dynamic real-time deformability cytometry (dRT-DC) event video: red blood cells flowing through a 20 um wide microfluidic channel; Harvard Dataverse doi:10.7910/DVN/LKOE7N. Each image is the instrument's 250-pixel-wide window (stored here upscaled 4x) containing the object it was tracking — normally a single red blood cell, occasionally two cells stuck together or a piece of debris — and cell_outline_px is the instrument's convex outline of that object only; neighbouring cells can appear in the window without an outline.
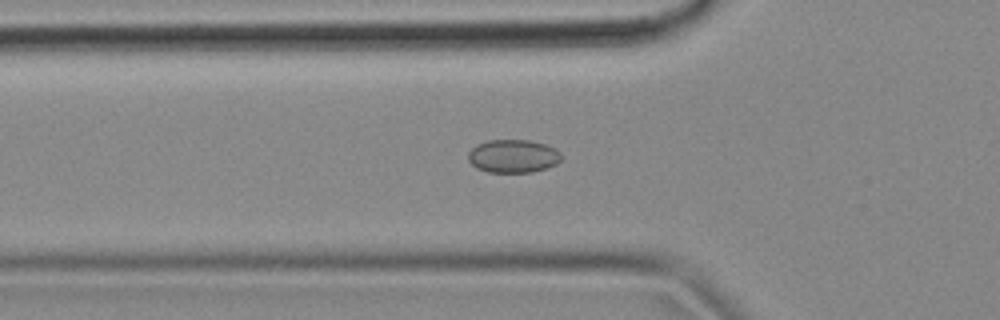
{"species": "common noctule bat (a hibernating species)", "species_latin": "Nyctalus noctula", "temperature_condition": "cold", "stored_images_in_passage": 54, "camera_frame_rate_fps": 3000, "um_per_image_px": 0.085, "animal": {"sex": "female", "body_mass_g": 18.4}, "frame": {"image": 1, "passage_image": 18, "time_ms": 5.667, "image_size_px": [1000, 320], "cell_outline_px": [[560, 160], [556, 164], [548, 168], [532, 172], [488, 172], [476, 168], [468, 160], [468, 152], [476, 144], [488, 140], [528, 140], [544, 144], [556, 148], [560, 152]], "centroid_in_image_um": [43.6, 13.27], "position_along_channel_um": 82.2, "area_um2": 18.09}}
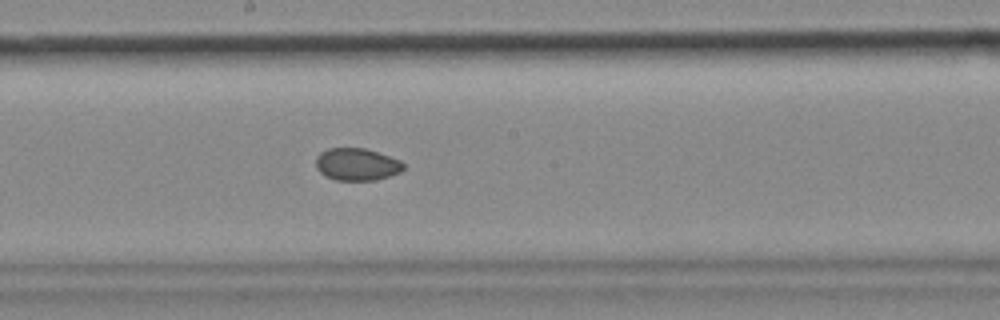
{"frame": {"image": 2, "passage_image": 29, "time_ms": 9.333, "image_size_px": [1000, 320], "cell_outline_px": [[404, 168], [400, 172], [376, 180], [336, 180], [320, 172], [316, 168], [316, 156], [320, 152], [328, 148], [364, 148], [400, 160], [404, 164]], "centroid_in_image_um": [30.31, 13.96], "position_along_channel_um": 217.9, "area_um2": 16.36}}
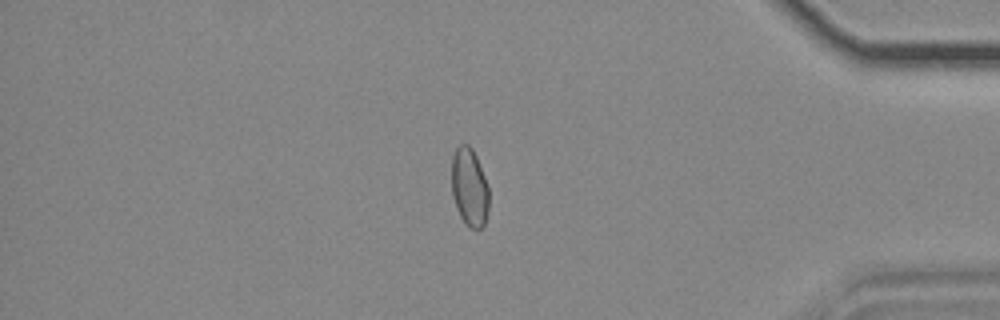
{"frame": {"image": 3, "passage_image": 46, "time_ms": 15.0, "image_size_px": [1000, 320], "cell_outline_px": [[488, 212], [484, 224], [480, 228], [468, 228], [460, 216], [456, 208], [452, 196], [452, 156], [456, 148], [460, 144], [468, 144], [472, 148], [476, 156], [484, 176], [488, 188]], "centroid_in_image_um": [39.89, 15.92], "position_along_channel_um": 395.3, "area_um2": 16.99}, "authors_computed_cell_mechanics": {"area_um2": 17.6001, "velocity_mm_per_s": 3.6896, "shape_relaxation_time_tau1_ms": null, "shape_relaxation_time_tau2_ms": 6.8331, "deformation_change_tau1": null, "deformation_change_tau2": 0.0575}}